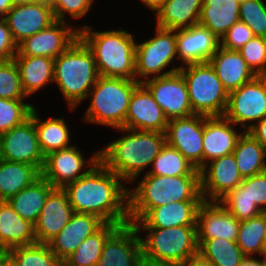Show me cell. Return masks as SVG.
<instances>
[{
  "mask_svg": "<svg viewBox=\"0 0 266 266\" xmlns=\"http://www.w3.org/2000/svg\"><path fill=\"white\" fill-rule=\"evenodd\" d=\"M180 201H203L200 175L146 174L135 190H128L130 220H140L151 208Z\"/></svg>",
  "mask_w": 266,
  "mask_h": 266,
  "instance_id": "3",
  "label": "cell"
},
{
  "mask_svg": "<svg viewBox=\"0 0 266 266\" xmlns=\"http://www.w3.org/2000/svg\"><path fill=\"white\" fill-rule=\"evenodd\" d=\"M98 162L99 151L89 161L92 167L90 166L87 171L80 173L85 160L81 152L72 145L46 155L41 175L55 188H63L68 183L87 174Z\"/></svg>",
  "mask_w": 266,
  "mask_h": 266,
  "instance_id": "16",
  "label": "cell"
},
{
  "mask_svg": "<svg viewBox=\"0 0 266 266\" xmlns=\"http://www.w3.org/2000/svg\"><path fill=\"white\" fill-rule=\"evenodd\" d=\"M153 170L147 174L161 176L200 175L196 169L177 149L167 143L152 162Z\"/></svg>",
  "mask_w": 266,
  "mask_h": 266,
  "instance_id": "37",
  "label": "cell"
},
{
  "mask_svg": "<svg viewBox=\"0 0 266 266\" xmlns=\"http://www.w3.org/2000/svg\"><path fill=\"white\" fill-rule=\"evenodd\" d=\"M5 266H18V264L10 257L6 263Z\"/></svg>",
  "mask_w": 266,
  "mask_h": 266,
  "instance_id": "57",
  "label": "cell"
},
{
  "mask_svg": "<svg viewBox=\"0 0 266 266\" xmlns=\"http://www.w3.org/2000/svg\"><path fill=\"white\" fill-rule=\"evenodd\" d=\"M224 116L233 124L260 121L266 117V76H256L240 88L229 92Z\"/></svg>",
  "mask_w": 266,
  "mask_h": 266,
  "instance_id": "11",
  "label": "cell"
},
{
  "mask_svg": "<svg viewBox=\"0 0 266 266\" xmlns=\"http://www.w3.org/2000/svg\"><path fill=\"white\" fill-rule=\"evenodd\" d=\"M27 97L24 93L20 72L16 62L13 60L0 61V98L9 100H23Z\"/></svg>",
  "mask_w": 266,
  "mask_h": 266,
  "instance_id": "42",
  "label": "cell"
},
{
  "mask_svg": "<svg viewBox=\"0 0 266 266\" xmlns=\"http://www.w3.org/2000/svg\"><path fill=\"white\" fill-rule=\"evenodd\" d=\"M239 266H263L260 260L253 257H245Z\"/></svg>",
  "mask_w": 266,
  "mask_h": 266,
  "instance_id": "53",
  "label": "cell"
},
{
  "mask_svg": "<svg viewBox=\"0 0 266 266\" xmlns=\"http://www.w3.org/2000/svg\"><path fill=\"white\" fill-rule=\"evenodd\" d=\"M33 108L23 100L0 98V134L24 123L30 118Z\"/></svg>",
  "mask_w": 266,
  "mask_h": 266,
  "instance_id": "41",
  "label": "cell"
},
{
  "mask_svg": "<svg viewBox=\"0 0 266 266\" xmlns=\"http://www.w3.org/2000/svg\"><path fill=\"white\" fill-rule=\"evenodd\" d=\"M168 120L152 93L139 83L130 99L124 129L157 131L166 133Z\"/></svg>",
  "mask_w": 266,
  "mask_h": 266,
  "instance_id": "18",
  "label": "cell"
},
{
  "mask_svg": "<svg viewBox=\"0 0 266 266\" xmlns=\"http://www.w3.org/2000/svg\"><path fill=\"white\" fill-rule=\"evenodd\" d=\"M114 172L100 161L84 176L68 183L63 190L73 211L100 217L105 223L130 224L128 189ZM126 202V203H125Z\"/></svg>",
  "mask_w": 266,
  "mask_h": 266,
  "instance_id": "1",
  "label": "cell"
},
{
  "mask_svg": "<svg viewBox=\"0 0 266 266\" xmlns=\"http://www.w3.org/2000/svg\"><path fill=\"white\" fill-rule=\"evenodd\" d=\"M233 155L243 178L266 171V151L248 131L239 137Z\"/></svg>",
  "mask_w": 266,
  "mask_h": 266,
  "instance_id": "33",
  "label": "cell"
},
{
  "mask_svg": "<svg viewBox=\"0 0 266 266\" xmlns=\"http://www.w3.org/2000/svg\"><path fill=\"white\" fill-rule=\"evenodd\" d=\"M104 224L105 222L98 216L74 212L66 226L48 245L63 262L88 236L97 232Z\"/></svg>",
  "mask_w": 266,
  "mask_h": 266,
  "instance_id": "22",
  "label": "cell"
},
{
  "mask_svg": "<svg viewBox=\"0 0 266 266\" xmlns=\"http://www.w3.org/2000/svg\"><path fill=\"white\" fill-rule=\"evenodd\" d=\"M238 51L257 76H266V38L254 36Z\"/></svg>",
  "mask_w": 266,
  "mask_h": 266,
  "instance_id": "44",
  "label": "cell"
},
{
  "mask_svg": "<svg viewBox=\"0 0 266 266\" xmlns=\"http://www.w3.org/2000/svg\"><path fill=\"white\" fill-rule=\"evenodd\" d=\"M18 51V45L14 41L6 21L0 20V59L13 60Z\"/></svg>",
  "mask_w": 266,
  "mask_h": 266,
  "instance_id": "48",
  "label": "cell"
},
{
  "mask_svg": "<svg viewBox=\"0 0 266 266\" xmlns=\"http://www.w3.org/2000/svg\"><path fill=\"white\" fill-rule=\"evenodd\" d=\"M243 179L233 153L211 160L208 167L205 165L200 169V192L203 201H207L205 197L209 192L207 197L218 202L241 184Z\"/></svg>",
  "mask_w": 266,
  "mask_h": 266,
  "instance_id": "15",
  "label": "cell"
},
{
  "mask_svg": "<svg viewBox=\"0 0 266 266\" xmlns=\"http://www.w3.org/2000/svg\"><path fill=\"white\" fill-rule=\"evenodd\" d=\"M174 30L156 27L157 35L141 44H136L135 66L136 78L155 74L157 77L178 72L181 68H173L168 72H160L170 64L177 54L176 33Z\"/></svg>",
  "mask_w": 266,
  "mask_h": 266,
  "instance_id": "9",
  "label": "cell"
},
{
  "mask_svg": "<svg viewBox=\"0 0 266 266\" xmlns=\"http://www.w3.org/2000/svg\"><path fill=\"white\" fill-rule=\"evenodd\" d=\"M30 118L34 121L38 142L44 156L48 155L50 152L70 147V134L64 122V118H51L44 122H40L35 107L31 112Z\"/></svg>",
  "mask_w": 266,
  "mask_h": 266,
  "instance_id": "35",
  "label": "cell"
},
{
  "mask_svg": "<svg viewBox=\"0 0 266 266\" xmlns=\"http://www.w3.org/2000/svg\"><path fill=\"white\" fill-rule=\"evenodd\" d=\"M138 266H162V265L142 260L141 263Z\"/></svg>",
  "mask_w": 266,
  "mask_h": 266,
  "instance_id": "56",
  "label": "cell"
},
{
  "mask_svg": "<svg viewBox=\"0 0 266 266\" xmlns=\"http://www.w3.org/2000/svg\"><path fill=\"white\" fill-rule=\"evenodd\" d=\"M139 83L141 81L99 76L87 95L92 96V103L86 111L84 120L117 129L125 128L130 99Z\"/></svg>",
  "mask_w": 266,
  "mask_h": 266,
  "instance_id": "6",
  "label": "cell"
},
{
  "mask_svg": "<svg viewBox=\"0 0 266 266\" xmlns=\"http://www.w3.org/2000/svg\"><path fill=\"white\" fill-rule=\"evenodd\" d=\"M40 0H13L14 5H20V4H28V3H34L38 2Z\"/></svg>",
  "mask_w": 266,
  "mask_h": 266,
  "instance_id": "55",
  "label": "cell"
},
{
  "mask_svg": "<svg viewBox=\"0 0 266 266\" xmlns=\"http://www.w3.org/2000/svg\"><path fill=\"white\" fill-rule=\"evenodd\" d=\"M254 36L247 24L238 21L222 36L220 46L228 50L238 51Z\"/></svg>",
  "mask_w": 266,
  "mask_h": 266,
  "instance_id": "45",
  "label": "cell"
},
{
  "mask_svg": "<svg viewBox=\"0 0 266 266\" xmlns=\"http://www.w3.org/2000/svg\"><path fill=\"white\" fill-rule=\"evenodd\" d=\"M202 202L180 201L157 206L151 208L140 220H130V224L134 225L138 232L140 228L197 226V210Z\"/></svg>",
  "mask_w": 266,
  "mask_h": 266,
  "instance_id": "23",
  "label": "cell"
},
{
  "mask_svg": "<svg viewBox=\"0 0 266 266\" xmlns=\"http://www.w3.org/2000/svg\"><path fill=\"white\" fill-rule=\"evenodd\" d=\"M266 231V212L241 221L236 243L246 257L262 254L264 251L263 240Z\"/></svg>",
  "mask_w": 266,
  "mask_h": 266,
  "instance_id": "38",
  "label": "cell"
},
{
  "mask_svg": "<svg viewBox=\"0 0 266 266\" xmlns=\"http://www.w3.org/2000/svg\"><path fill=\"white\" fill-rule=\"evenodd\" d=\"M13 6H14L13 0H0L1 18H3L12 9Z\"/></svg>",
  "mask_w": 266,
  "mask_h": 266,
  "instance_id": "51",
  "label": "cell"
},
{
  "mask_svg": "<svg viewBox=\"0 0 266 266\" xmlns=\"http://www.w3.org/2000/svg\"><path fill=\"white\" fill-rule=\"evenodd\" d=\"M247 195L260 210L266 212V171L247 177Z\"/></svg>",
  "mask_w": 266,
  "mask_h": 266,
  "instance_id": "47",
  "label": "cell"
},
{
  "mask_svg": "<svg viewBox=\"0 0 266 266\" xmlns=\"http://www.w3.org/2000/svg\"><path fill=\"white\" fill-rule=\"evenodd\" d=\"M166 143L177 149L196 169L203 167V115L168 121Z\"/></svg>",
  "mask_w": 266,
  "mask_h": 266,
  "instance_id": "13",
  "label": "cell"
},
{
  "mask_svg": "<svg viewBox=\"0 0 266 266\" xmlns=\"http://www.w3.org/2000/svg\"><path fill=\"white\" fill-rule=\"evenodd\" d=\"M54 0H46V3L51 4Z\"/></svg>",
  "mask_w": 266,
  "mask_h": 266,
  "instance_id": "60",
  "label": "cell"
},
{
  "mask_svg": "<svg viewBox=\"0 0 266 266\" xmlns=\"http://www.w3.org/2000/svg\"><path fill=\"white\" fill-rule=\"evenodd\" d=\"M239 18L249 26L255 36L266 38V5L262 0L241 1Z\"/></svg>",
  "mask_w": 266,
  "mask_h": 266,
  "instance_id": "43",
  "label": "cell"
},
{
  "mask_svg": "<svg viewBox=\"0 0 266 266\" xmlns=\"http://www.w3.org/2000/svg\"><path fill=\"white\" fill-rule=\"evenodd\" d=\"M182 266H214L208 259L199 252L191 256Z\"/></svg>",
  "mask_w": 266,
  "mask_h": 266,
  "instance_id": "50",
  "label": "cell"
},
{
  "mask_svg": "<svg viewBox=\"0 0 266 266\" xmlns=\"http://www.w3.org/2000/svg\"><path fill=\"white\" fill-rule=\"evenodd\" d=\"M21 86L28 97L47 82L54 81V58L43 56H15Z\"/></svg>",
  "mask_w": 266,
  "mask_h": 266,
  "instance_id": "31",
  "label": "cell"
},
{
  "mask_svg": "<svg viewBox=\"0 0 266 266\" xmlns=\"http://www.w3.org/2000/svg\"><path fill=\"white\" fill-rule=\"evenodd\" d=\"M225 116H203V167L207 160L232 154L239 137ZM207 159V160H206Z\"/></svg>",
  "mask_w": 266,
  "mask_h": 266,
  "instance_id": "25",
  "label": "cell"
},
{
  "mask_svg": "<svg viewBox=\"0 0 266 266\" xmlns=\"http://www.w3.org/2000/svg\"><path fill=\"white\" fill-rule=\"evenodd\" d=\"M140 81L152 93L168 121L194 114L190 106L185 79L179 71Z\"/></svg>",
  "mask_w": 266,
  "mask_h": 266,
  "instance_id": "12",
  "label": "cell"
},
{
  "mask_svg": "<svg viewBox=\"0 0 266 266\" xmlns=\"http://www.w3.org/2000/svg\"><path fill=\"white\" fill-rule=\"evenodd\" d=\"M3 19L17 45L56 21L51 5L43 1L14 5Z\"/></svg>",
  "mask_w": 266,
  "mask_h": 266,
  "instance_id": "17",
  "label": "cell"
},
{
  "mask_svg": "<svg viewBox=\"0 0 266 266\" xmlns=\"http://www.w3.org/2000/svg\"><path fill=\"white\" fill-rule=\"evenodd\" d=\"M73 213L63 188H54L47 196L38 220L34 224L36 242L48 244L66 226Z\"/></svg>",
  "mask_w": 266,
  "mask_h": 266,
  "instance_id": "20",
  "label": "cell"
},
{
  "mask_svg": "<svg viewBox=\"0 0 266 266\" xmlns=\"http://www.w3.org/2000/svg\"><path fill=\"white\" fill-rule=\"evenodd\" d=\"M40 175L32 165L0 159V201H7Z\"/></svg>",
  "mask_w": 266,
  "mask_h": 266,
  "instance_id": "32",
  "label": "cell"
},
{
  "mask_svg": "<svg viewBox=\"0 0 266 266\" xmlns=\"http://www.w3.org/2000/svg\"><path fill=\"white\" fill-rule=\"evenodd\" d=\"M55 187L42 175L26 188L7 200L13 210L25 220L35 224L46 198Z\"/></svg>",
  "mask_w": 266,
  "mask_h": 266,
  "instance_id": "29",
  "label": "cell"
},
{
  "mask_svg": "<svg viewBox=\"0 0 266 266\" xmlns=\"http://www.w3.org/2000/svg\"><path fill=\"white\" fill-rule=\"evenodd\" d=\"M79 37L92 51L99 76L136 79L134 37L126 31L92 32L84 26Z\"/></svg>",
  "mask_w": 266,
  "mask_h": 266,
  "instance_id": "4",
  "label": "cell"
},
{
  "mask_svg": "<svg viewBox=\"0 0 266 266\" xmlns=\"http://www.w3.org/2000/svg\"><path fill=\"white\" fill-rule=\"evenodd\" d=\"M138 233L132 224L120 226L105 242L97 266H138L143 260Z\"/></svg>",
  "mask_w": 266,
  "mask_h": 266,
  "instance_id": "19",
  "label": "cell"
},
{
  "mask_svg": "<svg viewBox=\"0 0 266 266\" xmlns=\"http://www.w3.org/2000/svg\"><path fill=\"white\" fill-rule=\"evenodd\" d=\"M208 62L228 93L257 76L237 50H228L219 46Z\"/></svg>",
  "mask_w": 266,
  "mask_h": 266,
  "instance_id": "26",
  "label": "cell"
},
{
  "mask_svg": "<svg viewBox=\"0 0 266 266\" xmlns=\"http://www.w3.org/2000/svg\"><path fill=\"white\" fill-rule=\"evenodd\" d=\"M0 153L3 160L32 165L41 173L45 156L31 118L0 134Z\"/></svg>",
  "mask_w": 266,
  "mask_h": 266,
  "instance_id": "10",
  "label": "cell"
},
{
  "mask_svg": "<svg viewBox=\"0 0 266 266\" xmlns=\"http://www.w3.org/2000/svg\"><path fill=\"white\" fill-rule=\"evenodd\" d=\"M120 227L118 224L105 223L97 232L88 236L63 261L64 266H97L107 239Z\"/></svg>",
  "mask_w": 266,
  "mask_h": 266,
  "instance_id": "34",
  "label": "cell"
},
{
  "mask_svg": "<svg viewBox=\"0 0 266 266\" xmlns=\"http://www.w3.org/2000/svg\"><path fill=\"white\" fill-rule=\"evenodd\" d=\"M261 255H264V256H263V257H264L263 261L261 260L262 265H263V266H266V251H263V253H262Z\"/></svg>",
  "mask_w": 266,
  "mask_h": 266,
  "instance_id": "58",
  "label": "cell"
},
{
  "mask_svg": "<svg viewBox=\"0 0 266 266\" xmlns=\"http://www.w3.org/2000/svg\"><path fill=\"white\" fill-rule=\"evenodd\" d=\"M203 0H167L157 12V27L174 30L198 23Z\"/></svg>",
  "mask_w": 266,
  "mask_h": 266,
  "instance_id": "30",
  "label": "cell"
},
{
  "mask_svg": "<svg viewBox=\"0 0 266 266\" xmlns=\"http://www.w3.org/2000/svg\"><path fill=\"white\" fill-rule=\"evenodd\" d=\"M218 202L239 221L248 220L263 212L247 195V177Z\"/></svg>",
  "mask_w": 266,
  "mask_h": 266,
  "instance_id": "40",
  "label": "cell"
},
{
  "mask_svg": "<svg viewBox=\"0 0 266 266\" xmlns=\"http://www.w3.org/2000/svg\"><path fill=\"white\" fill-rule=\"evenodd\" d=\"M93 0H54L50 5L56 20L65 21V12L73 18H81L91 9Z\"/></svg>",
  "mask_w": 266,
  "mask_h": 266,
  "instance_id": "46",
  "label": "cell"
},
{
  "mask_svg": "<svg viewBox=\"0 0 266 266\" xmlns=\"http://www.w3.org/2000/svg\"><path fill=\"white\" fill-rule=\"evenodd\" d=\"M198 252L214 266H239L246 257L236 241L222 238L197 239Z\"/></svg>",
  "mask_w": 266,
  "mask_h": 266,
  "instance_id": "36",
  "label": "cell"
},
{
  "mask_svg": "<svg viewBox=\"0 0 266 266\" xmlns=\"http://www.w3.org/2000/svg\"><path fill=\"white\" fill-rule=\"evenodd\" d=\"M10 258L9 250L0 249V266H5L6 261Z\"/></svg>",
  "mask_w": 266,
  "mask_h": 266,
  "instance_id": "54",
  "label": "cell"
},
{
  "mask_svg": "<svg viewBox=\"0 0 266 266\" xmlns=\"http://www.w3.org/2000/svg\"><path fill=\"white\" fill-rule=\"evenodd\" d=\"M167 0H142L151 10L158 12Z\"/></svg>",
  "mask_w": 266,
  "mask_h": 266,
  "instance_id": "52",
  "label": "cell"
},
{
  "mask_svg": "<svg viewBox=\"0 0 266 266\" xmlns=\"http://www.w3.org/2000/svg\"><path fill=\"white\" fill-rule=\"evenodd\" d=\"M187 70L181 66L194 114L206 117L224 116L229 93L217 77L209 62L188 64Z\"/></svg>",
  "mask_w": 266,
  "mask_h": 266,
  "instance_id": "8",
  "label": "cell"
},
{
  "mask_svg": "<svg viewBox=\"0 0 266 266\" xmlns=\"http://www.w3.org/2000/svg\"><path fill=\"white\" fill-rule=\"evenodd\" d=\"M220 204V205H218ZM217 201H203L197 210V239L236 241L241 221Z\"/></svg>",
  "mask_w": 266,
  "mask_h": 266,
  "instance_id": "21",
  "label": "cell"
},
{
  "mask_svg": "<svg viewBox=\"0 0 266 266\" xmlns=\"http://www.w3.org/2000/svg\"><path fill=\"white\" fill-rule=\"evenodd\" d=\"M219 46L220 39L199 23L176 34L178 58L187 65L208 62Z\"/></svg>",
  "mask_w": 266,
  "mask_h": 266,
  "instance_id": "24",
  "label": "cell"
},
{
  "mask_svg": "<svg viewBox=\"0 0 266 266\" xmlns=\"http://www.w3.org/2000/svg\"><path fill=\"white\" fill-rule=\"evenodd\" d=\"M36 243L34 224L22 219L7 201H0V249Z\"/></svg>",
  "mask_w": 266,
  "mask_h": 266,
  "instance_id": "27",
  "label": "cell"
},
{
  "mask_svg": "<svg viewBox=\"0 0 266 266\" xmlns=\"http://www.w3.org/2000/svg\"><path fill=\"white\" fill-rule=\"evenodd\" d=\"M265 149L266 151V117L258 121V124L247 126V130Z\"/></svg>",
  "mask_w": 266,
  "mask_h": 266,
  "instance_id": "49",
  "label": "cell"
},
{
  "mask_svg": "<svg viewBox=\"0 0 266 266\" xmlns=\"http://www.w3.org/2000/svg\"><path fill=\"white\" fill-rule=\"evenodd\" d=\"M132 132L99 151V161L123 181L135 180L166 144V134L157 131L124 129Z\"/></svg>",
  "mask_w": 266,
  "mask_h": 266,
  "instance_id": "2",
  "label": "cell"
},
{
  "mask_svg": "<svg viewBox=\"0 0 266 266\" xmlns=\"http://www.w3.org/2000/svg\"><path fill=\"white\" fill-rule=\"evenodd\" d=\"M150 231L140 236L143 260L162 266H182L198 253L197 226L141 228Z\"/></svg>",
  "mask_w": 266,
  "mask_h": 266,
  "instance_id": "7",
  "label": "cell"
},
{
  "mask_svg": "<svg viewBox=\"0 0 266 266\" xmlns=\"http://www.w3.org/2000/svg\"><path fill=\"white\" fill-rule=\"evenodd\" d=\"M263 248H264V251H266V231H265V236L263 240Z\"/></svg>",
  "mask_w": 266,
  "mask_h": 266,
  "instance_id": "59",
  "label": "cell"
},
{
  "mask_svg": "<svg viewBox=\"0 0 266 266\" xmlns=\"http://www.w3.org/2000/svg\"><path fill=\"white\" fill-rule=\"evenodd\" d=\"M240 0H203L198 23L208 28L217 38L238 21Z\"/></svg>",
  "mask_w": 266,
  "mask_h": 266,
  "instance_id": "28",
  "label": "cell"
},
{
  "mask_svg": "<svg viewBox=\"0 0 266 266\" xmlns=\"http://www.w3.org/2000/svg\"><path fill=\"white\" fill-rule=\"evenodd\" d=\"M18 266H62L63 262L51 251L48 244L34 243L9 250Z\"/></svg>",
  "mask_w": 266,
  "mask_h": 266,
  "instance_id": "39",
  "label": "cell"
},
{
  "mask_svg": "<svg viewBox=\"0 0 266 266\" xmlns=\"http://www.w3.org/2000/svg\"><path fill=\"white\" fill-rule=\"evenodd\" d=\"M79 37V30H72L65 21L56 20L47 28L25 38L18 44L15 56H43L56 58Z\"/></svg>",
  "mask_w": 266,
  "mask_h": 266,
  "instance_id": "14",
  "label": "cell"
},
{
  "mask_svg": "<svg viewBox=\"0 0 266 266\" xmlns=\"http://www.w3.org/2000/svg\"><path fill=\"white\" fill-rule=\"evenodd\" d=\"M98 77L94 55L80 37L54 59V82L71 110L87 98Z\"/></svg>",
  "mask_w": 266,
  "mask_h": 266,
  "instance_id": "5",
  "label": "cell"
}]
</instances>
